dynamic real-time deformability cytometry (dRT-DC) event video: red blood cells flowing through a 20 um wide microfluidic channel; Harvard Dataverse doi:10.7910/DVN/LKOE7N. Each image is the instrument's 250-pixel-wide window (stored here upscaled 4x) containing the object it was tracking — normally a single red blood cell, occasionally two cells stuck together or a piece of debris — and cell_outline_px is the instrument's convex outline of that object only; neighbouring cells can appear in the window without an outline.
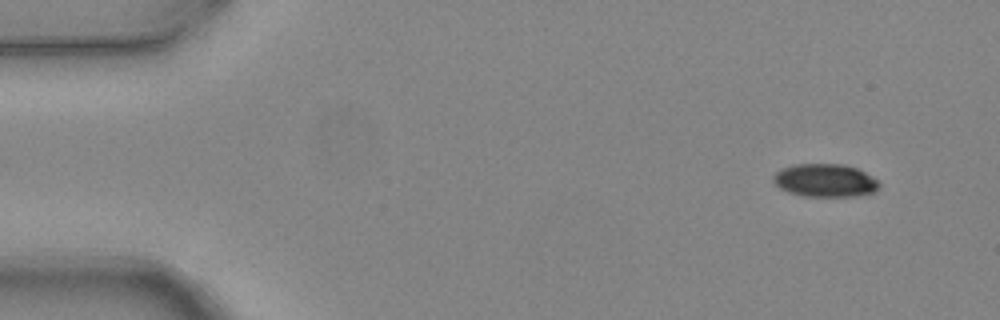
{"species": "common noctule bat (a hibernating species)", "species_latin": "Nyctalus noctula", "temperature_condition": "warm", "stored_images_in_passage": 4, "camera_frame_rate_fps": 3000, "um_per_image_px": 0.085, "animal": {"sex": "female", "body_mass_g": 24.6, "forearm_length_mm": 56.2}, "frame": {"image": 1, "passage_image": 1, "time_ms": 0.0, "image_size_px": [1000, 320], "cell_outline_px": [[880, 188], [876, 192], [856, 196], [804, 196], [788, 192], [780, 188], [772, 180], [772, 176], [780, 168], [796, 164], [840, 164], [856, 168], [872, 176], [880, 184]], "centroid_in_image_um": [70.13, 15.34], "position_along_channel_um": 14.9, "area_um2": 20.46}}